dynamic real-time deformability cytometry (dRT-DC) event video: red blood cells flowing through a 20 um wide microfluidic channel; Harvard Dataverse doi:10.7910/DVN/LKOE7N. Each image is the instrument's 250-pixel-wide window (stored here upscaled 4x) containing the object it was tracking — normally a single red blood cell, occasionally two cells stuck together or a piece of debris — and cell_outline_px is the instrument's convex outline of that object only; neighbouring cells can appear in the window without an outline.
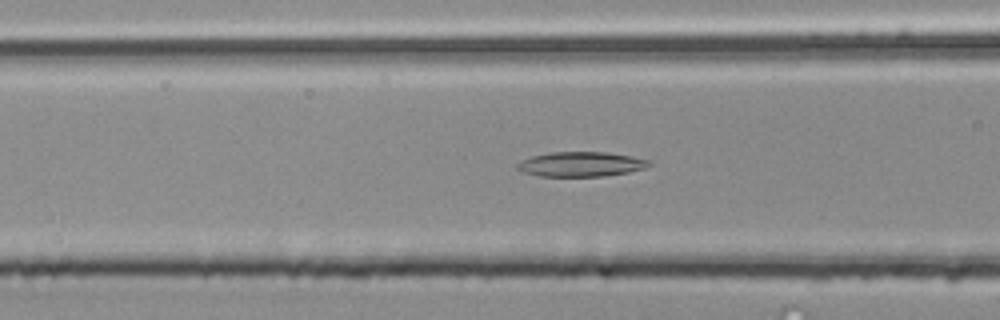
{"species": "common noctule bat (a hibernating species)", "species_latin": "Nyctalus noctula", "temperature_condition": "room temperature", "stored_images_in_passage": 51, "camera_frame_rate_fps": 3000, "um_per_image_px": 0.085, "animal": {"sex": "male", "body_mass_g": 20.4}, "frame": {"image": 1, "passage_image": 20, "time_ms": 6.333, "image_size_px": [1000, 320], "cell_outline_px": [[652, 164], [644, 168], [628, 172], [604, 176], [540, 176], [524, 172], [516, 168], [516, 164], [520, 160], [532, 156], [552, 152], [608, 152], [632, 156], [652, 160]], "centroid_in_image_um": [49.4, 13.95], "position_along_channel_um": 117.2, "area_um2": 19.07}}
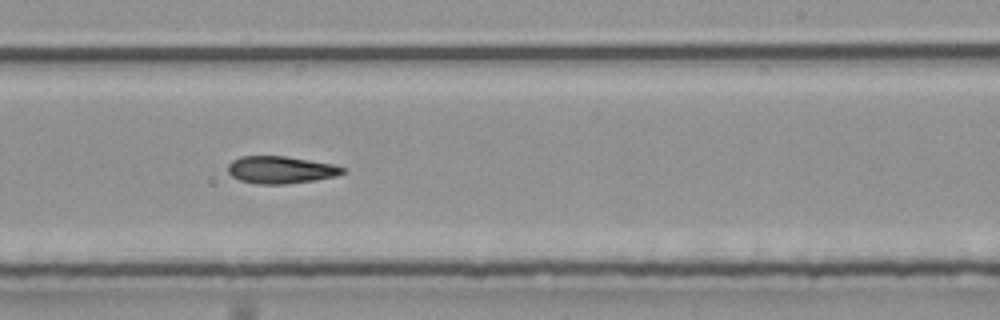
{"frame": {"image": 2, "passage_image": 31, "time_ms": 10.0, "image_size_px": [1000, 320], "cell_outline_px": [[344, 172], [336, 176], [316, 180], [288, 184], [256, 184], [240, 180], [232, 176], [228, 172], [228, 164], [232, 160], [240, 156], [284, 156], [332, 164], [344, 168]], "centroid_in_image_um": [23.83, 14.44], "position_along_channel_um": 265.2, "area_um2": 18.21}}
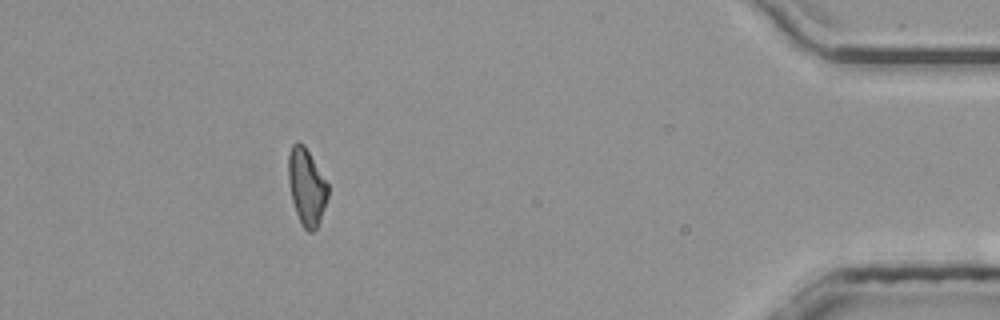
{"frame": {"image": 3, "passage_image": 46, "time_ms": 15.0, "image_size_px": [1000, 320], "cell_outline_px": [[328, 196], [320, 220], [316, 228], [312, 232], [308, 232], [300, 224], [292, 200], [288, 180], [288, 156], [292, 144], [296, 140], [304, 144], [328, 184]], "centroid_in_image_um": [26.05, 15.86], "position_along_channel_um": 409.2, "area_um2": 17.69}}